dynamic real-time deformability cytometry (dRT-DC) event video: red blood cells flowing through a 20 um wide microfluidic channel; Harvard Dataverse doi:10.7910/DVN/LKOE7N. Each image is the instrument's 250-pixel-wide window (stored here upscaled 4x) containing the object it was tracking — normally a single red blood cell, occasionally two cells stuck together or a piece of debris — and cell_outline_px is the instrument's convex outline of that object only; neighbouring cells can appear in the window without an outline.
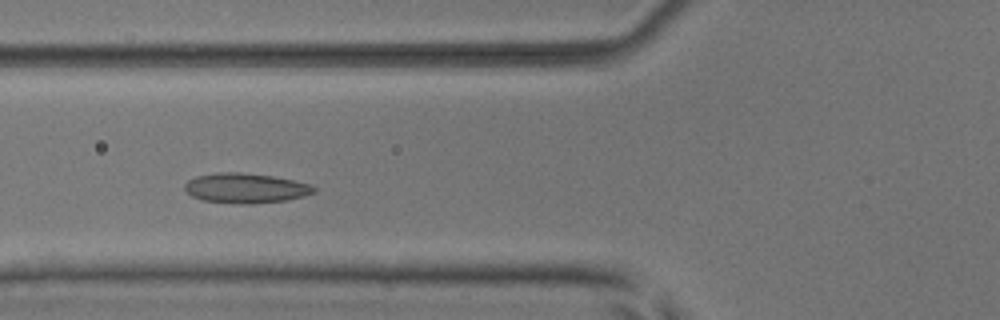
{"species": "common noctule bat (a hibernating species)", "species_latin": "Nyctalus noctula", "temperature_condition": "room temperature", "stored_images_in_passage": 6, "camera_frame_rate_fps": 3000, "um_per_image_px": 0.085, "animal": {"sex": "male", "body_mass_g": 17.9, "forearm_length_mm": 54.2}, "frame": {"image": 1, "passage_image": 4, "time_ms": 4.333, "image_size_px": [1000, 320], "cell_outline_px": [[316, 192], [304, 196], [288, 200], [252, 204], [240, 204], [204, 200], [192, 196], [184, 188], [184, 184], [188, 180], [196, 176], [220, 172], [240, 172], [272, 176], [312, 184], [316, 188]], "centroid_in_image_um": [20.91, 15.99], "position_along_channel_um": 104.9, "area_um2": 22.54}}
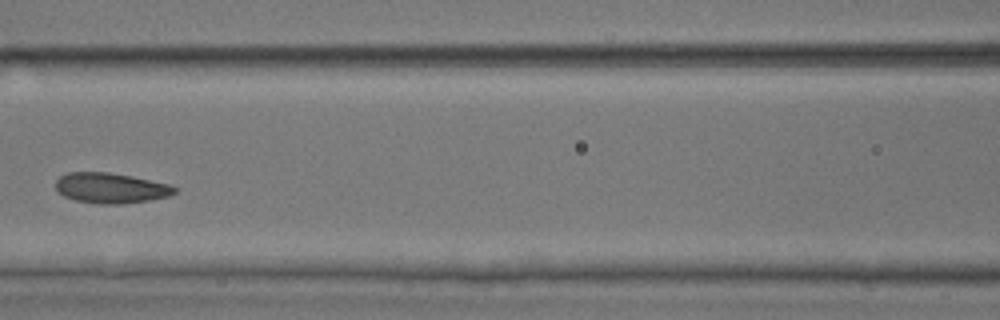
{"frame": {"image": 2, "passage_image": 5, "time_ms": 5.667, "image_size_px": [1000, 320], "cell_outline_px": [[176, 192], [168, 196], [148, 200], [124, 204], [96, 204], [76, 200], [64, 196], [56, 192], [56, 180], [60, 176], [68, 172], [108, 172], [132, 176], [172, 184], [176, 188]], "centroid_in_image_um": [9.41, 15.98], "position_along_channel_um": 157.2, "area_um2": 21.21}}
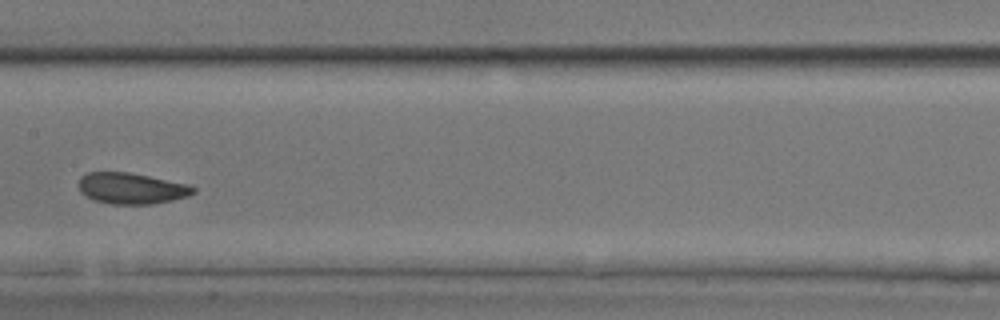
{"frame": {"image": 3, "passage_image": 6, "time_ms": 6.667, "image_size_px": [1000, 320], "cell_outline_px": [[196, 192], [188, 196], [172, 200], [152, 204], [112, 204], [92, 200], [80, 192], [80, 176], [88, 172], [128, 172], [188, 184], [196, 188]], "centroid_in_image_um": [11.17, 16.01], "position_along_channel_um": 196.2, "area_um2": 20.75}}